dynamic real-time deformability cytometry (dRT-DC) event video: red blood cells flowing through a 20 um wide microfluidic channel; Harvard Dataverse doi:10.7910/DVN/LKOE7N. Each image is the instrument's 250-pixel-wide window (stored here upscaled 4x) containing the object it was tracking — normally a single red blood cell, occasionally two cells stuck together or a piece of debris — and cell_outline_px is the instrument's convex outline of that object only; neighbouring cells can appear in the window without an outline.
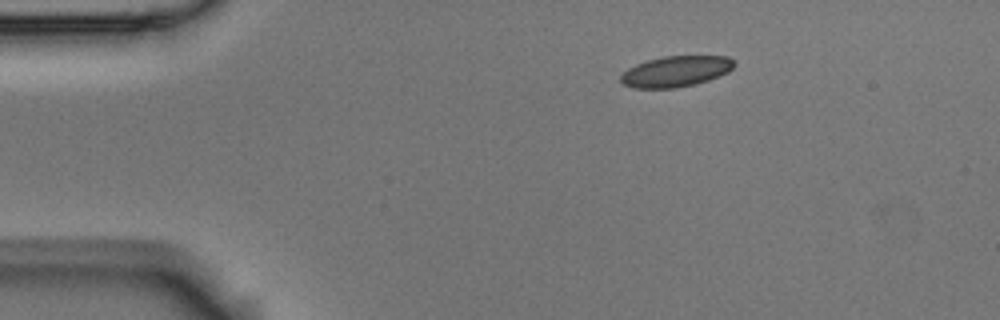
{"species": "Egyptian fruit bat (a non-hibernating species)", "species_latin": "Rousettus aegyptiacus", "temperature_condition": "room temperature", "stored_images_in_passage": 2, "camera_frame_rate_fps": 3000, "um_per_image_px": 0.085, "animal": {"sex": "male"}, "frame": {"image": 1, "passage_image": 1, "time_ms": 0.0, "image_size_px": [1000, 320], "cell_outline_px": [[736, 64], [728, 72], [708, 80], [676, 88], [632, 88], [624, 84], [620, 80], [620, 76], [628, 68], [636, 64], [648, 60], [664, 56], [728, 56]], "centroid_in_image_um": [57.43, 6.06], "position_along_channel_um": 27.6, "area_um2": 20.23}}